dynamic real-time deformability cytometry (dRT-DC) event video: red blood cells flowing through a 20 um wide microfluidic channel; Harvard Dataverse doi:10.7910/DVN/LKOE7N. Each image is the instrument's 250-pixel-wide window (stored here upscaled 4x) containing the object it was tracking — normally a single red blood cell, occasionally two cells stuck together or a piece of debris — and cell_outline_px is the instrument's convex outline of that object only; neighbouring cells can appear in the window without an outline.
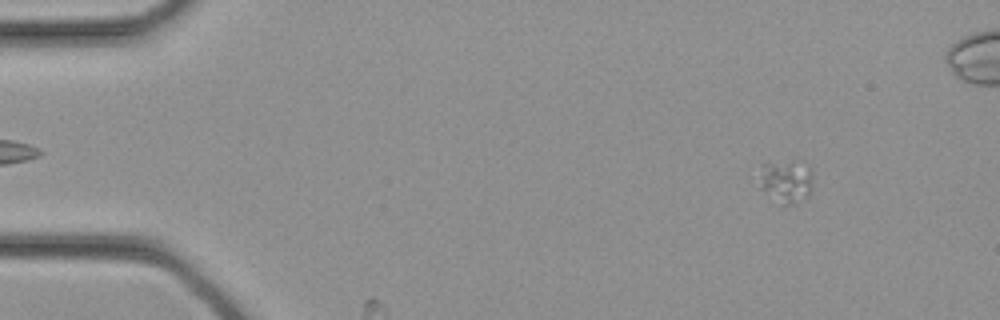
{"species": "common noctule bat (a hibernating species)", "species_latin": "Nyctalus noctula", "temperature_condition": "cold", "stored_images_in_passage": 6, "camera_frame_rate_fps": 3000, "um_per_image_px": 0.085, "animal": {"sex": "female", "body_mass_g": 21.9}, "frame": {"image": 1, "passage_image": 4, "time_ms": 1.0, "image_size_px": [1000, 320], "cell_outline_px": [[812, 180], [808, 196], [796, 204], [780, 204], [760, 188], [760, 164], [792, 160], [796, 160], [808, 168], [812, 172]], "centroid_in_image_um": [66.8, 15.4], "position_along_channel_um": 18.2, "area_um2": 13.47}}